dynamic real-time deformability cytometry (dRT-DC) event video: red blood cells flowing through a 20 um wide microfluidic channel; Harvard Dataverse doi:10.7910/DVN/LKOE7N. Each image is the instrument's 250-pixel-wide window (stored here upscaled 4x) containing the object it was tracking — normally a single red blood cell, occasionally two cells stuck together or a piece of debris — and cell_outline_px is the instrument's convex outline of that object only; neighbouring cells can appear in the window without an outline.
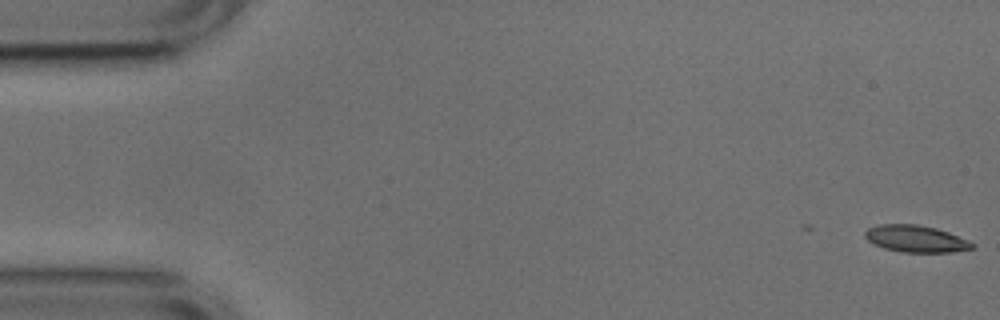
{"species": "common noctule bat (a hibernating species)", "species_latin": "Nyctalus noctula", "temperature_condition": "cold", "stored_images_in_passage": 22, "camera_frame_rate_fps": 3000, "um_per_image_px": 0.085, "animal": {"sex": "male", "body_mass_g": 17.9, "forearm_length_mm": 54.2}, "frame": {"image": 1, "passage_image": 1, "time_ms": 0.0, "image_size_px": [1000, 320], "cell_outline_px": [[976, 248], [952, 252], [900, 252], [884, 248], [868, 240], [864, 236], [864, 232], [868, 228], [880, 224], [916, 224], [936, 228], [948, 232], [968, 240], [976, 244]], "centroid_in_image_um": [77.87, 20.3], "position_along_channel_um": 7.1, "area_um2": 16.82}}
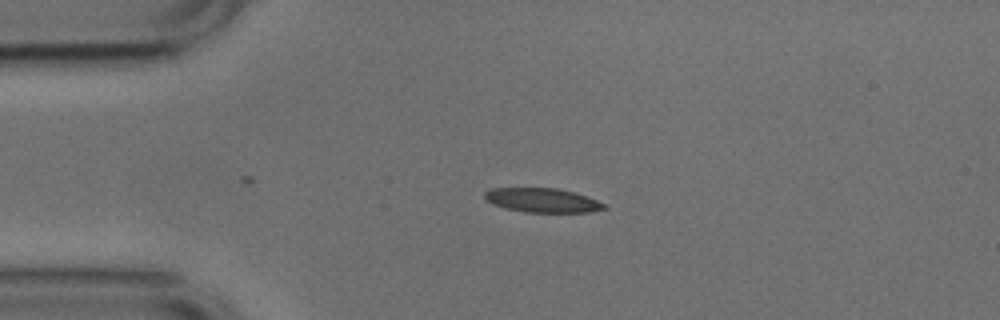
{"frame": {"image": 2, "passage_image": 12, "time_ms": 3.667, "image_size_px": [1000, 320], "cell_outline_px": [[608, 208], [588, 212], [524, 212], [504, 208], [492, 204], [484, 200], [484, 192], [492, 188], [556, 188], [572, 192], [608, 204]], "centroid_in_image_um": [46.06, 17.03], "position_along_channel_um": 38.9, "area_um2": 16.88}}